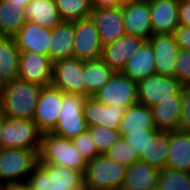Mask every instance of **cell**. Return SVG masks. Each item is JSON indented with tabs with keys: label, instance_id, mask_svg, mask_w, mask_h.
<instances>
[{
	"label": "cell",
	"instance_id": "cell-1",
	"mask_svg": "<svg viewBox=\"0 0 190 190\" xmlns=\"http://www.w3.org/2000/svg\"><path fill=\"white\" fill-rule=\"evenodd\" d=\"M42 86L15 78L2 85L0 109L8 118L32 120Z\"/></svg>",
	"mask_w": 190,
	"mask_h": 190
},
{
	"label": "cell",
	"instance_id": "cell-2",
	"mask_svg": "<svg viewBox=\"0 0 190 190\" xmlns=\"http://www.w3.org/2000/svg\"><path fill=\"white\" fill-rule=\"evenodd\" d=\"M31 190H66L84 185L83 172L38 162L26 180Z\"/></svg>",
	"mask_w": 190,
	"mask_h": 190
},
{
	"label": "cell",
	"instance_id": "cell-3",
	"mask_svg": "<svg viewBox=\"0 0 190 190\" xmlns=\"http://www.w3.org/2000/svg\"><path fill=\"white\" fill-rule=\"evenodd\" d=\"M38 156V162L56 164L81 172H84L87 164L75 149L71 139L57 136L52 132L41 134Z\"/></svg>",
	"mask_w": 190,
	"mask_h": 190
},
{
	"label": "cell",
	"instance_id": "cell-4",
	"mask_svg": "<svg viewBox=\"0 0 190 190\" xmlns=\"http://www.w3.org/2000/svg\"><path fill=\"white\" fill-rule=\"evenodd\" d=\"M126 167L100 154L86 164L83 172L84 185L88 190H111L123 186Z\"/></svg>",
	"mask_w": 190,
	"mask_h": 190
},
{
	"label": "cell",
	"instance_id": "cell-5",
	"mask_svg": "<svg viewBox=\"0 0 190 190\" xmlns=\"http://www.w3.org/2000/svg\"><path fill=\"white\" fill-rule=\"evenodd\" d=\"M39 151L11 148L0 150V185L26 182L38 164Z\"/></svg>",
	"mask_w": 190,
	"mask_h": 190
},
{
	"label": "cell",
	"instance_id": "cell-6",
	"mask_svg": "<svg viewBox=\"0 0 190 190\" xmlns=\"http://www.w3.org/2000/svg\"><path fill=\"white\" fill-rule=\"evenodd\" d=\"M184 85L175 77L153 75L137 82L138 103L148 107L167 100H182Z\"/></svg>",
	"mask_w": 190,
	"mask_h": 190
},
{
	"label": "cell",
	"instance_id": "cell-7",
	"mask_svg": "<svg viewBox=\"0 0 190 190\" xmlns=\"http://www.w3.org/2000/svg\"><path fill=\"white\" fill-rule=\"evenodd\" d=\"M85 99L80 94L62 92V107L53 134L73 139L88 130L83 113Z\"/></svg>",
	"mask_w": 190,
	"mask_h": 190
},
{
	"label": "cell",
	"instance_id": "cell-8",
	"mask_svg": "<svg viewBox=\"0 0 190 190\" xmlns=\"http://www.w3.org/2000/svg\"><path fill=\"white\" fill-rule=\"evenodd\" d=\"M41 132L33 120L5 118L2 131L3 149L40 150Z\"/></svg>",
	"mask_w": 190,
	"mask_h": 190
},
{
	"label": "cell",
	"instance_id": "cell-9",
	"mask_svg": "<svg viewBox=\"0 0 190 190\" xmlns=\"http://www.w3.org/2000/svg\"><path fill=\"white\" fill-rule=\"evenodd\" d=\"M93 97L107 106L128 108L138 103L137 82L115 72Z\"/></svg>",
	"mask_w": 190,
	"mask_h": 190
},
{
	"label": "cell",
	"instance_id": "cell-10",
	"mask_svg": "<svg viewBox=\"0 0 190 190\" xmlns=\"http://www.w3.org/2000/svg\"><path fill=\"white\" fill-rule=\"evenodd\" d=\"M74 22L73 57L82 61L101 58L103 45L99 32L91 17Z\"/></svg>",
	"mask_w": 190,
	"mask_h": 190
},
{
	"label": "cell",
	"instance_id": "cell-11",
	"mask_svg": "<svg viewBox=\"0 0 190 190\" xmlns=\"http://www.w3.org/2000/svg\"><path fill=\"white\" fill-rule=\"evenodd\" d=\"M83 63L77 58H67L53 63L51 86L64 93L85 96Z\"/></svg>",
	"mask_w": 190,
	"mask_h": 190
},
{
	"label": "cell",
	"instance_id": "cell-12",
	"mask_svg": "<svg viewBox=\"0 0 190 190\" xmlns=\"http://www.w3.org/2000/svg\"><path fill=\"white\" fill-rule=\"evenodd\" d=\"M62 91L53 86L42 87L33 122L41 133L52 132L57 125L62 107Z\"/></svg>",
	"mask_w": 190,
	"mask_h": 190
},
{
	"label": "cell",
	"instance_id": "cell-13",
	"mask_svg": "<svg viewBox=\"0 0 190 190\" xmlns=\"http://www.w3.org/2000/svg\"><path fill=\"white\" fill-rule=\"evenodd\" d=\"M150 15L149 1L127 0L122 6L125 34L148 40L153 34Z\"/></svg>",
	"mask_w": 190,
	"mask_h": 190
},
{
	"label": "cell",
	"instance_id": "cell-14",
	"mask_svg": "<svg viewBox=\"0 0 190 190\" xmlns=\"http://www.w3.org/2000/svg\"><path fill=\"white\" fill-rule=\"evenodd\" d=\"M148 40L154 51L156 75L175 77L176 59L181 49L174 34H152Z\"/></svg>",
	"mask_w": 190,
	"mask_h": 190
},
{
	"label": "cell",
	"instance_id": "cell-15",
	"mask_svg": "<svg viewBox=\"0 0 190 190\" xmlns=\"http://www.w3.org/2000/svg\"><path fill=\"white\" fill-rule=\"evenodd\" d=\"M53 62L36 52H21L17 77L42 87L50 86Z\"/></svg>",
	"mask_w": 190,
	"mask_h": 190
},
{
	"label": "cell",
	"instance_id": "cell-16",
	"mask_svg": "<svg viewBox=\"0 0 190 190\" xmlns=\"http://www.w3.org/2000/svg\"><path fill=\"white\" fill-rule=\"evenodd\" d=\"M90 17L95 23L103 46L113 43L125 35L122 7L93 9Z\"/></svg>",
	"mask_w": 190,
	"mask_h": 190
},
{
	"label": "cell",
	"instance_id": "cell-17",
	"mask_svg": "<svg viewBox=\"0 0 190 190\" xmlns=\"http://www.w3.org/2000/svg\"><path fill=\"white\" fill-rule=\"evenodd\" d=\"M145 41L141 37L125 34L117 41L103 46L101 59L114 72H122L128 59L139 50Z\"/></svg>",
	"mask_w": 190,
	"mask_h": 190
},
{
	"label": "cell",
	"instance_id": "cell-18",
	"mask_svg": "<svg viewBox=\"0 0 190 190\" xmlns=\"http://www.w3.org/2000/svg\"><path fill=\"white\" fill-rule=\"evenodd\" d=\"M126 109L114 105L107 106L94 97H86L83 113L88 127L102 126L119 130Z\"/></svg>",
	"mask_w": 190,
	"mask_h": 190
},
{
	"label": "cell",
	"instance_id": "cell-19",
	"mask_svg": "<svg viewBox=\"0 0 190 190\" xmlns=\"http://www.w3.org/2000/svg\"><path fill=\"white\" fill-rule=\"evenodd\" d=\"M12 37L20 52H36L48 56L51 29L26 21Z\"/></svg>",
	"mask_w": 190,
	"mask_h": 190
},
{
	"label": "cell",
	"instance_id": "cell-20",
	"mask_svg": "<svg viewBox=\"0 0 190 190\" xmlns=\"http://www.w3.org/2000/svg\"><path fill=\"white\" fill-rule=\"evenodd\" d=\"M153 34H174L179 23V0L149 1Z\"/></svg>",
	"mask_w": 190,
	"mask_h": 190
},
{
	"label": "cell",
	"instance_id": "cell-21",
	"mask_svg": "<svg viewBox=\"0 0 190 190\" xmlns=\"http://www.w3.org/2000/svg\"><path fill=\"white\" fill-rule=\"evenodd\" d=\"M122 73L135 82L156 74L154 51L149 40L128 59Z\"/></svg>",
	"mask_w": 190,
	"mask_h": 190
},
{
	"label": "cell",
	"instance_id": "cell-22",
	"mask_svg": "<svg viewBox=\"0 0 190 190\" xmlns=\"http://www.w3.org/2000/svg\"><path fill=\"white\" fill-rule=\"evenodd\" d=\"M74 22L63 21L51 30L48 57L54 63L73 58Z\"/></svg>",
	"mask_w": 190,
	"mask_h": 190
},
{
	"label": "cell",
	"instance_id": "cell-23",
	"mask_svg": "<svg viewBox=\"0 0 190 190\" xmlns=\"http://www.w3.org/2000/svg\"><path fill=\"white\" fill-rule=\"evenodd\" d=\"M166 168L190 173V133L170 131Z\"/></svg>",
	"mask_w": 190,
	"mask_h": 190
},
{
	"label": "cell",
	"instance_id": "cell-24",
	"mask_svg": "<svg viewBox=\"0 0 190 190\" xmlns=\"http://www.w3.org/2000/svg\"><path fill=\"white\" fill-rule=\"evenodd\" d=\"M25 15L26 21L51 30L63 22L55 0H30L25 6Z\"/></svg>",
	"mask_w": 190,
	"mask_h": 190
},
{
	"label": "cell",
	"instance_id": "cell-25",
	"mask_svg": "<svg viewBox=\"0 0 190 190\" xmlns=\"http://www.w3.org/2000/svg\"><path fill=\"white\" fill-rule=\"evenodd\" d=\"M160 169L138 160L126 169L123 186L129 190H151L157 186Z\"/></svg>",
	"mask_w": 190,
	"mask_h": 190
},
{
	"label": "cell",
	"instance_id": "cell-26",
	"mask_svg": "<svg viewBox=\"0 0 190 190\" xmlns=\"http://www.w3.org/2000/svg\"><path fill=\"white\" fill-rule=\"evenodd\" d=\"M20 54L12 36H0V83L2 85L17 78Z\"/></svg>",
	"mask_w": 190,
	"mask_h": 190
},
{
	"label": "cell",
	"instance_id": "cell-27",
	"mask_svg": "<svg viewBox=\"0 0 190 190\" xmlns=\"http://www.w3.org/2000/svg\"><path fill=\"white\" fill-rule=\"evenodd\" d=\"M157 130L150 107L137 103L128 107L122 117L119 131L121 135L128 132Z\"/></svg>",
	"mask_w": 190,
	"mask_h": 190
},
{
	"label": "cell",
	"instance_id": "cell-28",
	"mask_svg": "<svg viewBox=\"0 0 190 190\" xmlns=\"http://www.w3.org/2000/svg\"><path fill=\"white\" fill-rule=\"evenodd\" d=\"M115 72L100 58L84 61L83 83L85 97H93L111 78Z\"/></svg>",
	"mask_w": 190,
	"mask_h": 190
},
{
	"label": "cell",
	"instance_id": "cell-29",
	"mask_svg": "<svg viewBox=\"0 0 190 190\" xmlns=\"http://www.w3.org/2000/svg\"><path fill=\"white\" fill-rule=\"evenodd\" d=\"M154 124L158 131L179 130L182 100H167L151 107Z\"/></svg>",
	"mask_w": 190,
	"mask_h": 190
},
{
	"label": "cell",
	"instance_id": "cell-30",
	"mask_svg": "<svg viewBox=\"0 0 190 190\" xmlns=\"http://www.w3.org/2000/svg\"><path fill=\"white\" fill-rule=\"evenodd\" d=\"M170 145V131H158L150 139L146 150L139 160L158 169L166 168L168 149Z\"/></svg>",
	"mask_w": 190,
	"mask_h": 190
},
{
	"label": "cell",
	"instance_id": "cell-31",
	"mask_svg": "<svg viewBox=\"0 0 190 190\" xmlns=\"http://www.w3.org/2000/svg\"><path fill=\"white\" fill-rule=\"evenodd\" d=\"M25 22V10L12 7L8 0H0V36H13Z\"/></svg>",
	"mask_w": 190,
	"mask_h": 190
},
{
	"label": "cell",
	"instance_id": "cell-32",
	"mask_svg": "<svg viewBox=\"0 0 190 190\" xmlns=\"http://www.w3.org/2000/svg\"><path fill=\"white\" fill-rule=\"evenodd\" d=\"M63 21L73 22L89 18L93 11L90 0H55Z\"/></svg>",
	"mask_w": 190,
	"mask_h": 190
},
{
	"label": "cell",
	"instance_id": "cell-33",
	"mask_svg": "<svg viewBox=\"0 0 190 190\" xmlns=\"http://www.w3.org/2000/svg\"><path fill=\"white\" fill-rule=\"evenodd\" d=\"M157 186L160 190H190V173L176 169H160Z\"/></svg>",
	"mask_w": 190,
	"mask_h": 190
},
{
	"label": "cell",
	"instance_id": "cell-34",
	"mask_svg": "<svg viewBox=\"0 0 190 190\" xmlns=\"http://www.w3.org/2000/svg\"><path fill=\"white\" fill-rule=\"evenodd\" d=\"M104 155L122 164L126 168L139 160L137 152L127 143L123 136H121Z\"/></svg>",
	"mask_w": 190,
	"mask_h": 190
},
{
	"label": "cell",
	"instance_id": "cell-35",
	"mask_svg": "<svg viewBox=\"0 0 190 190\" xmlns=\"http://www.w3.org/2000/svg\"><path fill=\"white\" fill-rule=\"evenodd\" d=\"M88 131L100 154H104L122 136L119 130L102 126L88 127Z\"/></svg>",
	"mask_w": 190,
	"mask_h": 190
},
{
	"label": "cell",
	"instance_id": "cell-36",
	"mask_svg": "<svg viewBox=\"0 0 190 190\" xmlns=\"http://www.w3.org/2000/svg\"><path fill=\"white\" fill-rule=\"evenodd\" d=\"M71 140L75 146V149L80 153L81 157L86 162L100 155L88 130Z\"/></svg>",
	"mask_w": 190,
	"mask_h": 190
},
{
	"label": "cell",
	"instance_id": "cell-37",
	"mask_svg": "<svg viewBox=\"0 0 190 190\" xmlns=\"http://www.w3.org/2000/svg\"><path fill=\"white\" fill-rule=\"evenodd\" d=\"M158 130H143L137 132H128L123 135L127 143L132 146L140 157L146 150L150 139H152Z\"/></svg>",
	"mask_w": 190,
	"mask_h": 190
},
{
	"label": "cell",
	"instance_id": "cell-38",
	"mask_svg": "<svg viewBox=\"0 0 190 190\" xmlns=\"http://www.w3.org/2000/svg\"><path fill=\"white\" fill-rule=\"evenodd\" d=\"M175 78L184 86H190V51H179L176 59Z\"/></svg>",
	"mask_w": 190,
	"mask_h": 190
},
{
	"label": "cell",
	"instance_id": "cell-39",
	"mask_svg": "<svg viewBox=\"0 0 190 190\" xmlns=\"http://www.w3.org/2000/svg\"><path fill=\"white\" fill-rule=\"evenodd\" d=\"M179 130L190 133V86H184L182 89V111Z\"/></svg>",
	"mask_w": 190,
	"mask_h": 190
},
{
	"label": "cell",
	"instance_id": "cell-40",
	"mask_svg": "<svg viewBox=\"0 0 190 190\" xmlns=\"http://www.w3.org/2000/svg\"><path fill=\"white\" fill-rule=\"evenodd\" d=\"M174 36L181 50L190 51V28L179 25Z\"/></svg>",
	"mask_w": 190,
	"mask_h": 190
},
{
	"label": "cell",
	"instance_id": "cell-41",
	"mask_svg": "<svg viewBox=\"0 0 190 190\" xmlns=\"http://www.w3.org/2000/svg\"><path fill=\"white\" fill-rule=\"evenodd\" d=\"M179 23L181 26L190 28V3L179 0Z\"/></svg>",
	"mask_w": 190,
	"mask_h": 190
},
{
	"label": "cell",
	"instance_id": "cell-42",
	"mask_svg": "<svg viewBox=\"0 0 190 190\" xmlns=\"http://www.w3.org/2000/svg\"><path fill=\"white\" fill-rule=\"evenodd\" d=\"M93 9L107 7H122L127 0H90Z\"/></svg>",
	"mask_w": 190,
	"mask_h": 190
},
{
	"label": "cell",
	"instance_id": "cell-43",
	"mask_svg": "<svg viewBox=\"0 0 190 190\" xmlns=\"http://www.w3.org/2000/svg\"><path fill=\"white\" fill-rule=\"evenodd\" d=\"M1 190H31L27 182L8 183L1 186Z\"/></svg>",
	"mask_w": 190,
	"mask_h": 190
},
{
	"label": "cell",
	"instance_id": "cell-44",
	"mask_svg": "<svg viewBox=\"0 0 190 190\" xmlns=\"http://www.w3.org/2000/svg\"><path fill=\"white\" fill-rule=\"evenodd\" d=\"M30 0H8L9 4L18 10H25V6L29 3Z\"/></svg>",
	"mask_w": 190,
	"mask_h": 190
},
{
	"label": "cell",
	"instance_id": "cell-45",
	"mask_svg": "<svg viewBox=\"0 0 190 190\" xmlns=\"http://www.w3.org/2000/svg\"><path fill=\"white\" fill-rule=\"evenodd\" d=\"M6 116L3 114L2 110L0 109V150L3 149V143H2V131L4 127V121Z\"/></svg>",
	"mask_w": 190,
	"mask_h": 190
},
{
	"label": "cell",
	"instance_id": "cell-46",
	"mask_svg": "<svg viewBox=\"0 0 190 190\" xmlns=\"http://www.w3.org/2000/svg\"><path fill=\"white\" fill-rule=\"evenodd\" d=\"M66 190H88V189L86 188L85 185H83V186L74 187V188H71V189H67V188H66Z\"/></svg>",
	"mask_w": 190,
	"mask_h": 190
},
{
	"label": "cell",
	"instance_id": "cell-47",
	"mask_svg": "<svg viewBox=\"0 0 190 190\" xmlns=\"http://www.w3.org/2000/svg\"><path fill=\"white\" fill-rule=\"evenodd\" d=\"M111 190H129V189L125 188L124 186H118V187L113 188Z\"/></svg>",
	"mask_w": 190,
	"mask_h": 190
},
{
	"label": "cell",
	"instance_id": "cell-48",
	"mask_svg": "<svg viewBox=\"0 0 190 190\" xmlns=\"http://www.w3.org/2000/svg\"><path fill=\"white\" fill-rule=\"evenodd\" d=\"M151 190H160L158 186H155L154 188H152Z\"/></svg>",
	"mask_w": 190,
	"mask_h": 190
},
{
	"label": "cell",
	"instance_id": "cell-49",
	"mask_svg": "<svg viewBox=\"0 0 190 190\" xmlns=\"http://www.w3.org/2000/svg\"><path fill=\"white\" fill-rule=\"evenodd\" d=\"M1 88H2V84L0 83V96H1Z\"/></svg>",
	"mask_w": 190,
	"mask_h": 190
}]
</instances>
